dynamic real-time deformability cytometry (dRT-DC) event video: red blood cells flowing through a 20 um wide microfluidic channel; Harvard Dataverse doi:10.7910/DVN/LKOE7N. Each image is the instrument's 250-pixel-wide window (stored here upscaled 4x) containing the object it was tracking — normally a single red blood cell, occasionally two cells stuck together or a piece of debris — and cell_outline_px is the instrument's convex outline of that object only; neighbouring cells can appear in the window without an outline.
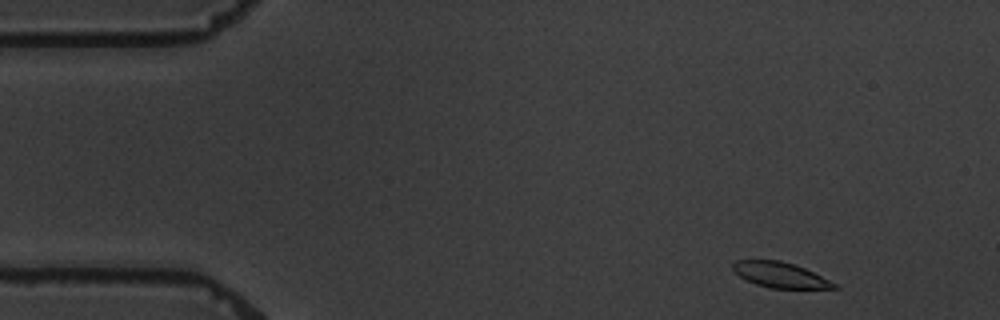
{"species": "common noctule bat (a hibernating species)", "species_latin": "Nyctalus noctula", "temperature_condition": "warm", "stored_images_in_passage": 5, "camera_frame_rate_fps": 3000, "um_per_image_px": 0.085, "animal": {"sex": "male", "body_mass_g": 19.5, "forearm_length_mm": 54.6}, "frame": {"image": 1, "passage_image": 1, "time_ms": 0.0, "image_size_px": [1000, 320], "cell_outline_px": [[840, 288], [772, 288], [756, 284], [740, 276], [732, 268], [732, 264], [736, 260], [780, 260], [796, 264], [836, 284]], "centroid_in_image_um": [66.29, 23.35], "position_along_channel_um": 18.7, "area_um2": 14.68}}
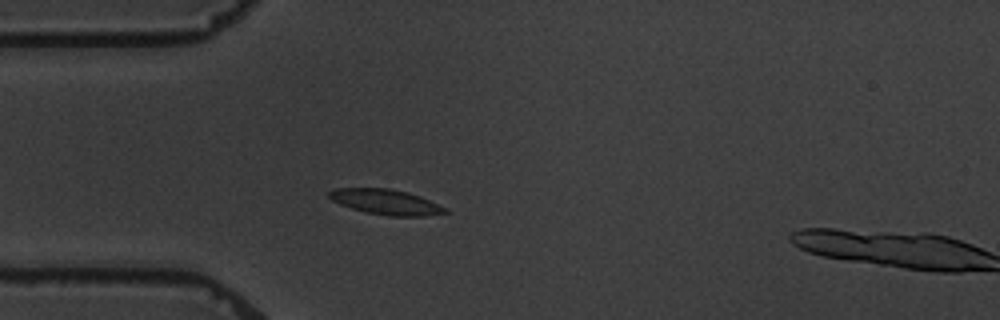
{"frame": {"image": 2, "passage_image": 4, "time_ms": 3.333, "image_size_px": [1000, 320], "cell_outline_px": [[448, 212], [424, 216], [388, 216], [368, 212], [352, 208], [340, 204], [332, 200], [328, 196], [328, 192], [336, 188], [388, 188], [408, 192], [420, 196], [448, 208]], "centroid_in_image_um": [32.82, 17.16], "position_along_channel_um": 52.2, "area_um2": 16.99}}